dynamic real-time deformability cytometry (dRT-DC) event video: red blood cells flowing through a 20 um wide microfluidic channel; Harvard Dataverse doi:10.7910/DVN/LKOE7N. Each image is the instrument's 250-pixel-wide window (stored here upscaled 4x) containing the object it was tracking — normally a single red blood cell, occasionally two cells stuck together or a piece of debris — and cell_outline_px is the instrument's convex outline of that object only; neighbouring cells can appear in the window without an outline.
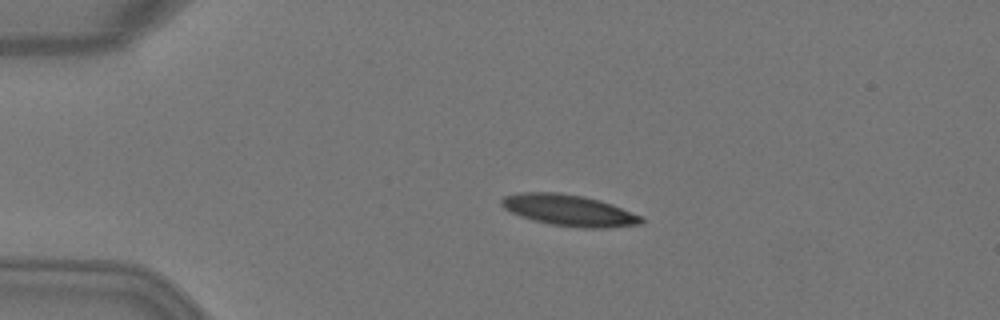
{"species": "Egyptian fruit bat (a non-hibernating species)", "species_latin": "Rousettus aegyptiacus", "temperature_condition": "warm", "stored_images_in_passage": 5, "camera_frame_rate_fps": 3000, "um_per_image_px": 0.085, "animal": {"sex": "female"}, "frame": {"image": 1, "passage_image": 3, "time_ms": 0.667, "image_size_px": [1000, 320], "cell_outline_px": [[644, 220], [640, 224], [608, 228], [584, 228], [552, 224], [532, 220], [520, 216], [504, 208], [500, 204], [500, 200], [504, 196], [520, 192], [556, 192], [584, 196], [600, 200], [612, 204], [644, 216]], "centroid_in_image_um": [48.39, 17.87], "position_along_channel_um": 36.6, "area_um2": 25.61}}
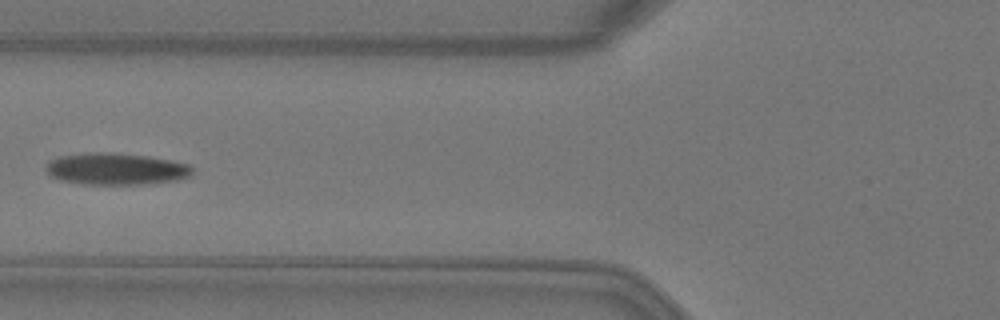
{"frame": {"image": 2, "passage_image": 5, "time_ms": 1.333, "image_size_px": [1000, 320], "cell_outline_px": [[192, 172], [188, 176], [176, 180], [140, 184], [84, 184], [60, 180], [52, 176], [44, 168], [48, 160], [60, 156], [92, 152], [104, 152], [148, 156], [188, 164], [192, 168]], "centroid_in_image_um": [9.8, 14.35], "position_along_channel_um": 116.0, "area_um2": 26.82}}